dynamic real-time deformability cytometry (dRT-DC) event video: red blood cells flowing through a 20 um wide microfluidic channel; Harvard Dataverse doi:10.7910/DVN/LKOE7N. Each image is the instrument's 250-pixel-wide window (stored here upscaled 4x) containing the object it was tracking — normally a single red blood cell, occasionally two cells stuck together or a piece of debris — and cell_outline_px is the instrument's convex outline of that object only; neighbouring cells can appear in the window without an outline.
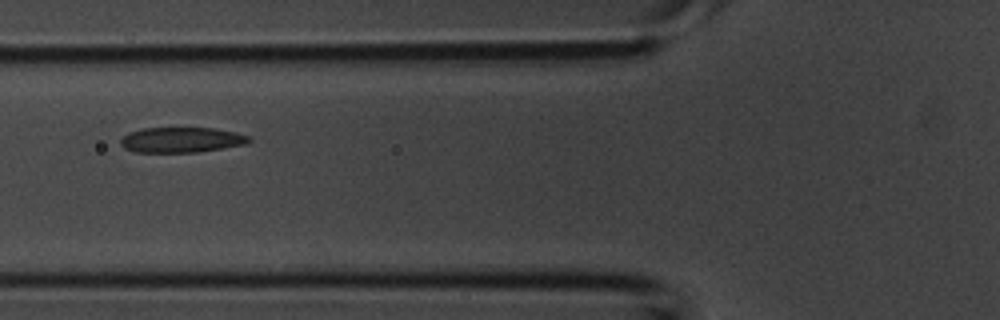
{"species": "common noctule bat (a hibernating species)", "species_latin": "Nyctalus noctula", "temperature_condition": "room temperature", "stored_images_in_passage": 28, "segment_of_instrument_passage": [1, 2], "camera_frame_rate_fps": 3000, "um_per_image_px": 0.085, "animal": {"sex": "male", "body_mass_g": 20.1, "forearm_length_mm": 53.5}, "frame": {"image": 1, "passage_image": 3, "time_ms": 0.667, "image_size_px": [1000, 320], "cell_outline_px": [[252, 140], [248, 144], [196, 152], [136, 152], [124, 148], [120, 144], [120, 140], [128, 132], [140, 128], [216, 128], [236, 132], [248, 136]], "centroid_in_image_um": [15.42, 11.88], "position_along_channel_um": 110.4, "area_um2": 19.02}}
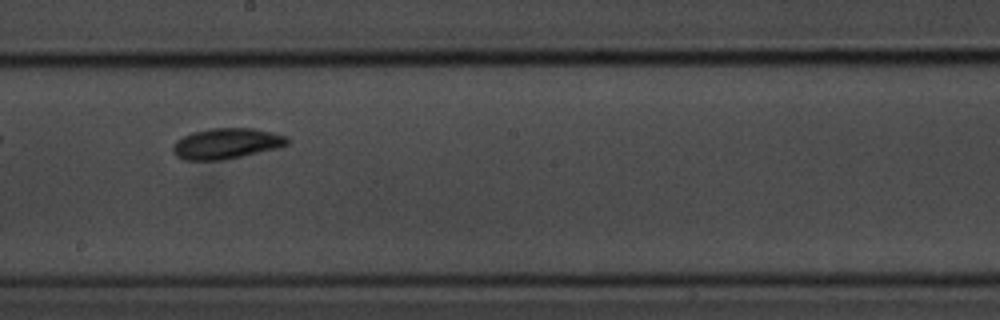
{"frame": {"image": 2, "passage_image": 10, "time_ms": 3.0, "image_size_px": [1000, 320], "cell_outline_px": [[288, 144], [280, 148], [224, 160], [184, 160], [176, 156], [172, 152], [172, 148], [176, 140], [192, 132], [212, 128], [252, 128], [272, 132], [284, 136], [288, 140]], "centroid_in_image_um": [19.23, 12.21], "position_along_channel_um": 229.0, "area_um2": 20.52}}
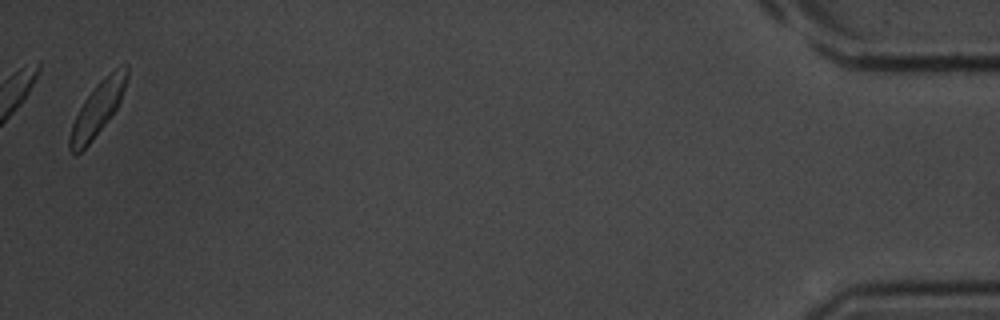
{"frame": {"image": 3, "passage_image": 27, "time_ms": 8.667, "image_size_px": [1000, 320], "cell_outline_px": [[128, 76], [120, 100], [116, 108], [108, 120], [88, 144], [80, 152], [72, 152], [68, 148], [68, 140], [72, 124], [84, 100], [96, 84], [108, 72], [124, 64], [128, 64]], "centroid_in_image_um": [8.3, 9.2], "position_along_channel_um": 426.9, "area_um2": 17.46}}